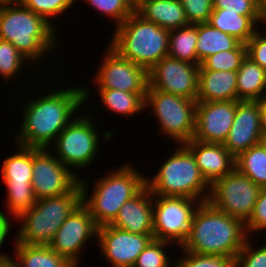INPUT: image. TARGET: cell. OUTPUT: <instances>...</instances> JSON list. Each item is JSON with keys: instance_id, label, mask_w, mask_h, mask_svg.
Listing matches in <instances>:
<instances>
[{"instance_id": "cell-1", "label": "cell", "mask_w": 266, "mask_h": 267, "mask_svg": "<svg viewBox=\"0 0 266 267\" xmlns=\"http://www.w3.org/2000/svg\"><path fill=\"white\" fill-rule=\"evenodd\" d=\"M78 86L62 89L53 87L54 90L51 88L46 93L40 91L42 96L36 98L34 93L33 98L29 101L26 99L14 143L35 148L52 146L60 132L79 114V110L86 108L83 107L86 106L85 102L88 104L89 98L93 97L90 88Z\"/></svg>"}, {"instance_id": "cell-2", "label": "cell", "mask_w": 266, "mask_h": 267, "mask_svg": "<svg viewBox=\"0 0 266 267\" xmlns=\"http://www.w3.org/2000/svg\"><path fill=\"white\" fill-rule=\"evenodd\" d=\"M247 238L242 220L215 209L207 201L200 203L195 210L192 233L178 248L181 251L236 260Z\"/></svg>"}, {"instance_id": "cell-3", "label": "cell", "mask_w": 266, "mask_h": 267, "mask_svg": "<svg viewBox=\"0 0 266 267\" xmlns=\"http://www.w3.org/2000/svg\"><path fill=\"white\" fill-rule=\"evenodd\" d=\"M57 31L44 17L21 3L0 5V40L13 44L31 65L37 66L53 54L59 44Z\"/></svg>"}, {"instance_id": "cell-4", "label": "cell", "mask_w": 266, "mask_h": 267, "mask_svg": "<svg viewBox=\"0 0 266 267\" xmlns=\"http://www.w3.org/2000/svg\"><path fill=\"white\" fill-rule=\"evenodd\" d=\"M134 166L128 163L121 165L112 173L95 180L91 189H88V179L80 177L82 204L89 210L98 227L110 224L122 205L146 186V174Z\"/></svg>"}, {"instance_id": "cell-5", "label": "cell", "mask_w": 266, "mask_h": 267, "mask_svg": "<svg viewBox=\"0 0 266 267\" xmlns=\"http://www.w3.org/2000/svg\"><path fill=\"white\" fill-rule=\"evenodd\" d=\"M171 152L162 165L159 164L160 168L153 177L146 176V186L152 195L188 197L207 202L210 184L202 176L192 152L184 144H176Z\"/></svg>"}, {"instance_id": "cell-6", "label": "cell", "mask_w": 266, "mask_h": 267, "mask_svg": "<svg viewBox=\"0 0 266 267\" xmlns=\"http://www.w3.org/2000/svg\"><path fill=\"white\" fill-rule=\"evenodd\" d=\"M169 33L134 11L114 28L108 44L121 56L149 71L168 56Z\"/></svg>"}, {"instance_id": "cell-7", "label": "cell", "mask_w": 266, "mask_h": 267, "mask_svg": "<svg viewBox=\"0 0 266 267\" xmlns=\"http://www.w3.org/2000/svg\"><path fill=\"white\" fill-rule=\"evenodd\" d=\"M81 203L79 183L67 194L37 199L29 211L15 219L21 223L12 242L49 246L62 223Z\"/></svg>"}, {"instance_id": "cell-8", "label": "cell", "mask_w": 266, "mask_h": 267, "mask_svg": "<svg viewBox=\"0 0 266 267\" xmlns=\"http://www.w3.org/2000/svg\"><path fill=\"white\" fill-rule=\"evenodd\" d=\"M88 112L90 113H79L73 120L60 132L56 140L48 149L67 166L72 172L76 174L79 178V170L88 168V166L93 165L97 153L101 150L100 143H108L110 139L113 140L115 137L114 131L106 130L103 133H99L98 127L95 125V120L93 119L92 108ZM87 114V115H85ZM102 138V139H101ZM100 140L102 142H100ZM104 140V141H103ZM54 145V146H53ZM92 163V164H91ZM77 170V171H75Z\"/></svg>"}, {"instance_id": "cell-9", "label": "cell", "mask_w": 266, "mask_h": 267, "mask_svg": "<svg viewBox=\"0 0 266 267\" xmlns=\"http://www.w3.org/2000/svg\"><path fill=\"white\" fill-rule=\"evenodd\" d=\"M197 101L175 94L147 88L145 110L157 117V123L163 136L176 144H184L193 139L195 131ZM153 112V113H152Z\"/></svg>"}, {"instance_id": "cell-10", "label": "cell", "mask_w": 266, "mask_h": 267, "mask_svg": "<svg viewBox=\"0 0 266 267\" xmlns=\"http://www.w3.org/2000/svg\"><path fill=\"white\" fill-rule=\"evenodd\" d=\"M199 200L188 197L153 195V239L181 247L192 233Z\"/></svg>"}, {"instance_id": "cell-11", "label": "cell", "mask_w": 266, "mask_h": 267, "mask_svg": "<svg viewBox=\"0 0 266 267\" xmlns=\"http://www.w3.org/2000/svg\"><path fill=\"white\" fill-rule=\"evenodd\" d=\"M261 187L234 168L210 185L208 202L217 210L246 223L253 214Z\"/></svg>"}, {"instance_id": "cell-12", "label": "cell", "mask_w": 266, "mask_h": 267, "mask_svg": "<svg viewBox=\"0 0 266 267\" xmlns=\"http://www.w3.org/2000/svg\"><path fill=\"white\" fill-rule=\"evenodd\" d=\"M101 64L94 74L93 85L97 89H118L123 92L146 93L148 71L121 56L108 43Z\"/></svg>"}, {"instance_id": "cell-13", "label": "cell", "mask_w": 266, "mask_h": 267, "mask_svg": "<svg viewBox=\"0 0 266 267\" xmlns=\"http://www.w3.org/2000/svg\"><path fill=\"white\" fill-rule=\"evenodd\" d=\"M32 174V188L36 199L67 194L80 179L48 148L33 147Z\"/></svg>"}, {"instance_id": "cell-14", "label": "cell", "mask_w": 266, "mask_h": 267, "mask_svg": "<svg viewBox=\"0 0 266 267\" xmlns=\"http://www.w3.org/2000/svg\"><path fill=\"white\" fill-rule=\"evenodd\" d=\"M200 65L164 57L148 71V88L197 101Z\"/></svg>"}, {"instance_id": "cell-15", "label": "cell", "mask_w": 266, "mask_h": 267, "mask_svg": "<svg viewBox=\"0 0 266 267\" xmlns=\"http://www.w3.org/2000/svg\"><path fill=\"white\" fill-rule=\"evenodd\" d=\"M98 226L81 203L57 230L49 247L78 267L80 254L90 240L97 239Z\"/></svg>"}, {"instance_id": "cell-16", "label": "cell", "mask_w": 266, "mask_h": 267, "mask_svg": "<svg viewBox=\"0 0 266 267\" xmlns=\"http://www.w3.org/2000/svg\"><path fill=\"white\" fill-rule=\"evenodd\" d=\"M153 239V234H137L108 225L98 227L100 255L111 267H133L137 257Z\"/></svg>"}, {"instance_id": "cell-17", "label": "cell", "mask_w": 266, "mask_h": 267, "mask_svg": "<svg viewBox=\"0 0 266 267\" xmlns=\"http://www.w3.org/2000/svg\"><path fill=\"white\" fill-rule=\"evenodd\" d=\"M236 113V101L197 102L193 139L224 144Z\"/></svg>"}, {"instance_id": "cell-18", "label": "cell", "mask_w": 266, "mask_h": 267, "mask_svg": "<svg viewBox=\"0 0 266 267\" xmlns=\"http://www.w3.org/2000/svg\"><path fill=\"white\" fill-rule=\"evenodd\" d=\"M261 128L258 101H236V113L225 148L236 158L250 147L259 144Z\"/></svg>"}, {"instance_id": "cell-19", "label": "cell", "mask_w": 266, "mask_h": 267, "mask_svg": "<svg viewBox=\"0 0 266 267\" xmlns=\"http://www.w3.org/2000/svg\"><path fill=\"white\" fill-rule=\"evenodd\" d=\"M184 145L192 152L202 176L210 185L235 168V157L223 144L192 139Z\"/></svg>"}, {"instance_id": "cell-20", "label": "cell", "mask_w": 266, "mask_h": 267, "mask_svg": "<svg viewBox=\"0 0 266 267\" xmlns=\"http://www.w3.org/2000/svg\"><path fill=\"white\" fill-rule=\"evenodd\" d=\"M111 226L137 234H153V195L145 186L126 201Z\"/></svg>"}, {"instance_id": "cell-21", "label": "cell", "mask_w": 266, "mask_h": 267, "mask_svg": "<svg viewBox=\"0 0 266 267\" xmlns=\"http://www.w3.org/2000/svg\"><path fill=\"white\" fill-rule=\"evenodd\" d=\"M237 101V71L199 70L197 102Z\"/></svg>"}, {"instance_id": "cell-22", "label": "cell", "mask_w": 266, "mask_h": 267, "mask_svg": "<svg viewBox=\"0 0 266 267\" xmlns=\"http://www.w3.org/2000/svg\"><path fill=\"white\" fill-rule=\"evenodd\" d=\"M135 12L168 31L189 24L180 0H145Z\"/></svg>"}, {"instance_id": "cell-23", "label": "cell", "mask_w": 266, "mask_h": 267, "mask_svg": "<svg viewBox=\"0 0 266 267\" xmlns=\"http://www.w3.org/2000/svg\"><path fill=\"white\" fill-rule=\"evenodd\" d=\"M247 50L246 45L236 37L226 34L209 23L197 24L196 53L198 65L207 57L221 51Z\"/></svg>"}, {"instance_id": "cell-24", "label": "cell", "mask_w": 266, "mask_h": 267, "mask_svg": "<svg viewBox=\"0 0 266 267\" xmlns=\"http://www.w3.org/2000/svg\"><path fill=\"white\" fill-rule=\"evenodd\" d=\"M266 94V70L249 57L237 71V101H258Z\"/></svg>"}, {"instance_id": "cell-25", "label": "cell", "mask_w": 266, "mask_h": 267, "mask_svg": "<svg viewBox=\"0 0 266 267\" xmlns=\"http://www.w3.org/2000/svg\"><path fill=\"white\" fill-rule=\"evenodd\" d=\"M14 256L18 267H76L49 246L20 244L14 241Z\"/></svg>"}, {"instance_id": "cell-26", "label": "cell", "mask_w": 266, "mask_h": 267, "mask_svg": "<svg viewBox=\"0 0 266 267\" xmlns=\"http://www.w3.org/2000/svg\"><path fill=\"white\" fill-rule=\"evenodd\" d=\"M207 23L226 34L236 37L244 44L260 28L249 16H243L222 8H213Z\"/></svg>"}, {"instance_id": "cell-27", "label": "cell", "mask_w": 266, "mask_h": 267, "mask_svg": "<svg viewBox=\"0 0 266 267\" xmlns=\"http://www.w3.org/2000/svg\"><path fill=\"white\" fill-rule=\"evenodd\" d=\"M102 105L111 113L129 117L141 114L145 110L146 93L123 92L118 89H97Z\"/></svg>"}, {"instance_id": "cell-28", "label": "cell", "mask_w": 266, "mask_h": 267, "mask_svg": "<svg viewBox=\"0 0 266 267\" xmlns=\"http://www.w3.org/2000/svg\"><path fill=\"white\" fill-rule=\"evenodd\" d=\"M15 153L5 158L1 165L2 181L32 183L33 147L15 144Z\"/></svg>"}, {"instance_id": "cell-29", "label": "cell", "mask_w": 266, "mask_h": 267, "mask_svg": "<svg viewBox=\"0 0 266 267\" xmlns=\"http://www.w3.org/2000/svg\"><path fill=\"white\" fill-rule=\"evenodd\" d=\"M197 24H188L169 33L168 56L198 65Z\"/></svg>"}, {"instance_id": "cell-30", "label": "cell", "mask_w": 266, "mask_h": 267, "mask_svg": "<svg viewBox=\"0 0 266 267\" xmlns=\"http://www.w3.org/2000/svg\"><path fill=\"white\" fill-rule=\"evenodd\" d=\"M235 168L261 188L266 187V151L260 144L239 154L235 158Z\"/></svg>"}, {"instance_id": "cell-31", "label": "cell", "mask_w": 266, "mask_h": 267, "mask_svg": "<svg viewBox=\"0 0 266 267\" xmlns=\"http://www.w3.org/2000/svg\"><path fill=\"white\" fill-rule=\"evenodd\" d=\"M2 182L7 188L5 208L10 219H17L22 213L29 211L35 205L37 199L33 192L32 183Z\"/></svg>"}, {"instance_id": "cell-32", "label": "cell", "mask_w": 266, "mask_h": 267, "mask_svg": "<svg viewBox=\"0 0 266 267\" xmlns=\"http://www.w3.org/2000/svg\"><path fill=\"white\" fill-rule=\"evenodd\" d=\"M27 64L31 65L13 44L0 40V79L7 83L17 80V76L24 73L21 71L28 68Z\"/></svg>"}, {"instance_id": "cell-33", "label": "cell", "mask_w": 266, "mask_h": 267, "mask_svg": "<svg viewBox=\"0 0 266 267\" xmlns=\"http://www.w3.org/2000/svg\"><path fill=\"white\" fill-rule=\"evenodd\" d=\"M171 245L173 243L168 241L152 239L137 257L133 267H175L176 262H170L172 259L167 251L169 246L172 249Z\"/></svg>"}, {"instance_id": "cell-34", "label": "cell", "mask_w": 266, "mask_h": 267, "mask_svg": "<svg viewBox=\"0 0 266 267\" xmlns=\"http://www.w3.org/2000/svg\"><path fill=\"white\" fill-rule=\"evenodd\" d=\"M75 3L76 0H22L21 2L23 6L44 17L54 27L56 24L53 23L57 21L55 18L65 14L64 12L71 9Z\"/></svg>"}, {"instance_id": "cell-35", "label": "cell", "mask_w": 266, "mask_h": 267, "mask_svg": "<svg viewBox=\"0 0 266 267\" xmlns=\"http://www.w3.org/2000/svg\"><path fill=\"white\" fill-rule=\"evenodd\" d=\"M246 56L247 50L221 51L207 57L199 70L238 71Z\"/></svg>"}, {"instance_id": "cell-36", "label": "cell", "mask_w": 266, "mask_h": 267, "mask_svg": "<svg viewBox=\"0 0 266 267\" xmlns=\"http://www.w3.org/2000/svg\"><path fill=\"white\" fill-rule=\"evenodd\" d=\"M84 2L101 12L100 14L109 17L111 22L114 20V27L122 24L135 11L126 0H85Z\"/></svg>"}, {"instance_id": "cell-37", "label": "cell", "mask_w": 266, "mask_h": 267, "mask_svg": "<svg viewBox=\"0 0 266 267\" xmlns=\"http://www.w3.org/2000/svg\"><path fill=\"white\" fill-rule=\"evenodd\" d=\"M182 255V256H181ZM175 267H236V260L225 256L203 255L182 251Z\"/></svg>"}, {"instance_id": "cell-38", "label": "cell", "mask_w": 266, "mask_h": 267, "mask_svg": "<svg viewBox=\"0 0 266 267\" xmlns=\"http://www.w3.org/2000/svg\"><path fill=\"white\" fill-rule=\"evenodd\" d=\"M213 8L227 9L243 16H249L260 27L266 25L262 20L256 0H213Z\"/></svg>"}, {"instance_id": "cell-39", "label": "cell", "mask_w": 266, "mask_h": 267, "mask_svg": "<svg viewBox=\"0 0 266 267\" xmlns=\"http://www.w3.org/2000/svg\"><path fill=\"white\" fill-rule=\"evenodd\" d=\"M250 239L255 241L247 238L236 257V267H266V244L256 248Z\"/></svg>"}, {"instance_id": "cell-40", "label": "cell", "mask_w": 266, "mask_h": 267, "mask_svg": "<svg viewBox=\"0 0 266 267\" xmlns=\"http://www.w3.org/2000/svg\"><path fill=\"white\" fill-rule=\"evenodd\" d=\"M189 24L207 23L213 11V0H180Z\"/></svg>"}, {"instance_id": "cell-41", "label": "cell", "mask_w": 266, "mask_h": 267, "mask_svg": "<svg viewBox=\"0 0 266 267\" xmlns=\"http://www.w3.org/2000/svg\"><path fill=\"white\" fill-rule=\"evenodd\" d=\"M248 237L255 238L252 234L266 231V187L261 188L256 200L254 211L250 219L245 223Z\"/></svg>"}, {"instance_id": "cell-42", "label": "cell", "mask_w": 266, "mask_h": 267, "mask_svg": "<svg viewBox=\"0 0 266 267\" xmlns=\"http://www.w3.org/2000/svg\"><path fill=\"white\" fill-rule=\"evenodd\" d=\"M261 29L260 27L245 45L247 57L266 70V28H263L265 31Z\"/></svg>"}, {"instance_id": "cell-43", "label": "cell", "mask_w": 266, "mask_h": 267, "mask_svg": "<svg viewBox=\"0 0 266 267\" xmlns=\"http://www.w3.org/2000/svg\"><path fill=\"white\" fill-rule=\"evenodd\" d=\"M12 221V219L8 218L7 212L5 213L0 209V247H2L6 238L11 233L10 231L13 228Z\"/></svg>"}, {"instance_id": "cell-44", "label": "cell", "mask_w": 266, "mask_h": 267, "mask_svg": "<svg viewBox=\"0 0 266 267\" xmlns=\"http://www.w3.org/2000/svg\"><path fill=\"white\" fill-rule=\"evenodd\" d=\"M258 102H259L261 128L263 132H266V94L260 100H258Z\"/></svg>"}, {"instance_id": "cell-45", "label": "cell", "mask_w": 266, "mask_h": 267, "mask_svg": "<svg viewBox=\"0 0 266 267\" xmlns=\"http://www.w3.org/2000/svg\"><path fill=\"white\" fill-rule=\"evenodd\" d=\"M260 15L263 22L266 24V0H256Z\"/></svg>"}, {"instance_id": "cell-46", "label": "cell", "mask_w": 266, "mask_h": 267, "mask_svg": "<svg viewBox=\"0 0 266 267\" xmlns=\"http://www.w3.org/2000/svg\"><path fill=\"white\" fill-rule=\"evenodd\" d=\"M0 267H18L12 255L0 260Z\"/></svg>"}, {"instance_id": "cell-47", "label": "cell", "mask_w": 266, "mask_h": 267, "mask_svg": "<svg viewBox=\"0 0 266 267\" xmlns=\"http://www.w3.org/2000/svg\"><path fill=\"white\" fill-rule=\"evenodd\" d=\"M128 4L136 10L145 0H126Z\"/></svg>"}, {"instance_id": "cell-48", "label": "cell", "mask_w": 266, "mask_h": 267, "mask_svg": "<svg viewBox=\"0 0 266 267\" xmlns=\"http://www.w3.org/2000/svg\"><path fill=\"white\" fill-rule=\"evenodd\" d=\"M259 144L262 146V148L266 151V132H263L261 135V138L259 140Z\"/></svg>"}, {"instance_id": "cell-49", "label": "cell", "mask_w": 266, "mask_h": 267, "mask_svg": "<svg viewBox=\"0 0 266 267\" xmlns=\"http://www.w3.org/2000/svg\"><path fill=\"white\" fill-rule=\"evenodd\" d=\"M22 0H0V5L1 4H13V3H21Z\"/></svg>"}, {"instance_id": "cell-50", "label": "cell", "mask_w": 266, "mask_h": 267, "mask_svg": "<svg viewBox=\"0 0 266 267\" xmlns=\"http://www.w3.org/2000/svg\"><path fill=\"white\" fill-rule=\"evenodd\" d=\"M0 249H1V247H0ZM9 256H10V255L6 254V252H3V253H2V252L0 251V260H1V259H4V258H7V257H9Z\"/></svg>"}]
</instances>
